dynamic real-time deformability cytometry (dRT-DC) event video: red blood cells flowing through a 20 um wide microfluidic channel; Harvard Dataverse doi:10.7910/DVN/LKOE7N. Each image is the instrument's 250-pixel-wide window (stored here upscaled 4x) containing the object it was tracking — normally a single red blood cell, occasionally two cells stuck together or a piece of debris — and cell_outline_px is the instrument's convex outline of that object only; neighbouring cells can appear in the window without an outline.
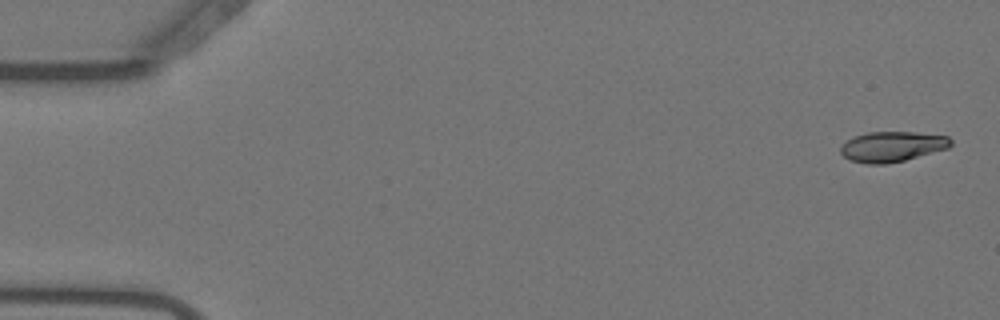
{"species": "Egyptian fruit bat (a non-hibernating species)", "species_latin": "Rousettus aegyptiacus", "temperature_condition": "warm", "stored_images_in_passage": 55, "camera_frame_rate_fps": 3000, "um_per_image_px": 0.085, "animal": {"sex": "female"}, "frame": {"image": 1, "passage_image": 2, "time_ms": 0.333, "image_size_px": [1000, 320], "cell_outline_px": [[952, 144], [948, 148], [904, 160], [884, 164], [868, 164], [852, 160], [844, 156], [840, 152], [840, 148], [848, 140], [856, 136], [868, 132], [916, 132], [948, 136], [952, 140]], "centroid_in_image_um": [75.86, 12.45], "position_along_channel_um": 9.1, "area_um2": 19.19}}
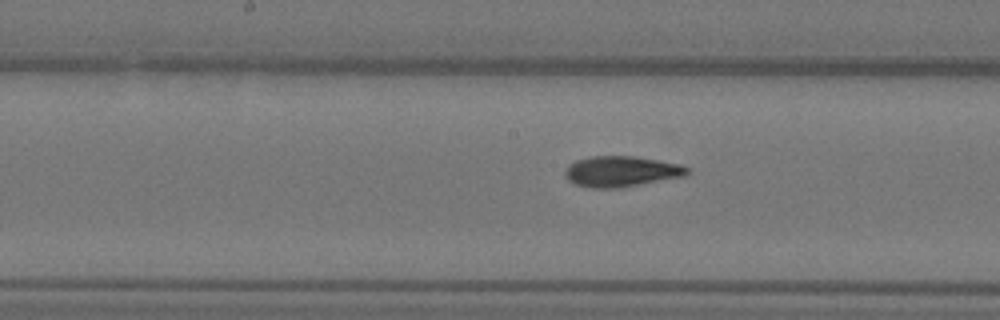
{"frame": {"image": 2, "passage_image": 28, "time_ms": 9.0, "image_size_px": [1000, 320], "cell_outline_px": [[688, 172], [684, 176], [616, 188], [592, 188], [576, 184], [568, 180], [564, 176], [564, 172], [568, 164], [576, 160], [592, 156], [636, 156], [660, 160], [680, 164], [688, 168]], "centroid_in_image_um": [52.77, 14.56], "position_along_channel_um": 195.4, "area_um2": 21.73}}
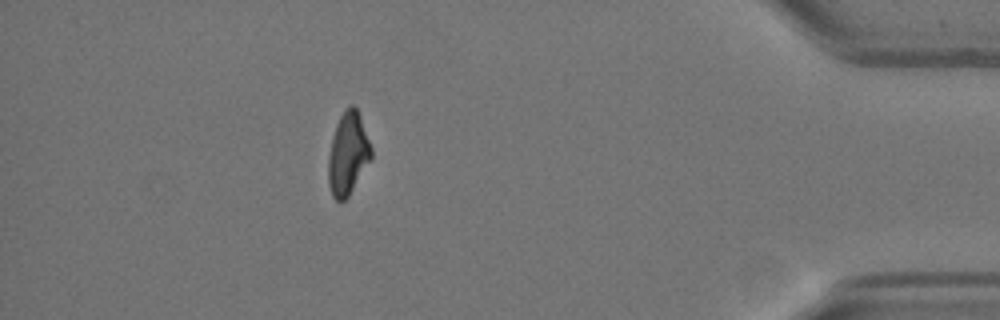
{"frame": {"image": 3, "passage_image": 49, "time_ms": 16.0, "image_size_px": [1000, 320], "cell_outline_px": [[372, 156], [348, 196], [344, 200], [336, 200], [332, 196], [328, 184], [328, 156], [332, 136], [336, 124], [344, 108], [348, 104], [352, 104], [356, 108], [360, 116], [372, 148]], "centroid_in_image_um": [29.55, 13.03], "position_along_channel_um": 405.6, "area_um2": 20.52}, "authors_computed_cell_mechanics": {"area_um2": 21.097, "velocity_mm_per_s": 3.7049, "shape_relaxation_time_tau1_ms": 6.0289, "shape_relaxation_time_tau2_ms": 3.3118, "deformation_change_tau1": 0.1967, "deformation_change_tau2": 0.1019}}